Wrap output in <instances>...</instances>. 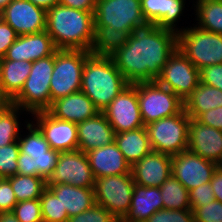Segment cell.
I'll list each match as a JSON object with an SVG mask.
<instances>
[{"mask_svg": "<svg viewBox=\"0 0 222 222\" xmlns=\"http://www.w3.org/2000/svg\"><path fill=\"white\" fill-rule=\"evenodd\" d=\"M177 48V32L148 24L132 32L110 57L130 83L155 81Z\"/></svg>", "mask_w": 222, "mask_h": 222, "instance_id": "6da1fadb", "label": "cell"}, {"mask_svg": "<svg viewBox=\"0 0 222 222\" xmlns=\"http://www.w3.org/2000/svg\"><path fill=\"white\" fill-rule=\"evenodd\" d=\"M46 31L57 49L91 51L94 12L69 8L60 3L47 10Z\"/></svg>", "mask_w": 222, "mask_h": 222, "instance_id": "7a4b0ae2", "label": "cell"}, {"mask_svg": "<svg viewBox=\"0 0 222 222\" xmlns=\"http://www.w3.org/2000/svg\"><path fill=\"white\" fill-rule=\"evenodd\" d=\"M129 85L110 56L91 53L86 58L80 91L100 112Z\"/></svg>", "mask_w": 222, "mask_h": 222, "instance_id": "3957f363", "label": "cell"}, {"mask_svg": "<svg viewBox=\"0 0 222 222\" xmlns=\"http://www.w3.org/2000/svg\"><path fill=\"white\" fill-rule=\"evenodd\" d=\"M54 54L32 62L30 74L13 105L33 113L47 111L51 106L50 80Z\"/></svg>", "mask_w": 222, "mask_h": 222, "instance_id": "277c9868", "label": "cell"}, {"mask_svg": "<svg viewBox=\"0 0 222 222\" xmlns=\"http://www.w3.org/2000/svg\"><path fill=\"white\" fill-rule=\"evenodd\" d=\"M84 50L58 49L54 53V69L50 80L51 104L53 101L79 92L86 58Z\"/></svg>", "mask_w": 222, "mask_h": 222, "instance_id": "5b68a950", "label": "cell"}, {"mask_svg": "<svg viewBox=\"0 0 222 222\" xmlns=\"http://www.w3.org/2000/svg\"><path fill=\"white\" fill-rule=\"evenodd\" d=\"M190 116L180 113L145 125L152 150L174 156L188 148Z\"/></svg>", "mask_w": 222, "mask_h": 222, "instance_id": "8992f818", "label": "cell"}, {"mask_svg": "<svg viewBox=\"0 0 222 222\" xmlns=\"http://www.w3.org/2000/svg\"><path fill=\"white\" fill-rule=\"evenodd\" d=\"M177 33V48L198 69L222 64V35L199 27Z\"/></svg>", "mask_w": 222, "mask_h": 222, "instance_id": "52a82bcc", "label": "cell"}, {"mask_svg": "<svg viewBox=\"0 0 222 222\" xmlns=\"http://www.w3.org/2000/svg\"><path fill=\"white\" fill-rule=\"evenodd\" d=\"M137 97L144 125L180 113L184 102L156 81L138 82Z\"/></svg>", "mask_w": 222, "mask_h": 222, "instance_id": "ba28073f", "label": "cell"}, {"mask_svg": "<svg viewBox=\"0 0 222 222\" xmlns=\"http://www.w3.org/2000/svg\"><path fill=\"white\" fill-rule=\"evenodd\" d=\"M94 21L95 26H110L119 31H134L148 25L141 0H97Z\"/></svg>", "mask_w": 222, "mask_h": 222, "instance_id": "9c48e42d", "label": "cell"}, {"mask_svg": "<svg viewBox=\"0 0 222 222\" xmlns=\"http://www.w3.org/2000/svg\"><path fill=\"white\" fill-rule=\"evenodd\" d=\"M134 180L131 174L95 179V203L109 210L121 221L130 210Z\"/></svg>", "mask_w": 222, "mask_h": 222, "instance_id": "30bf717a", "label": "cell"}, {"mask_svg": "<svg viewBox=\"0 0 222 222\" xmlns=\"http://www.w3.org/2000/svg\"><path fill=\"white\" fill-rule=\"evenodd\" d=\"M155 81L175 93L184 102L198 86L200 75L192 62L176 48Z\"/></svg>", "mask_w": 222, "mask_h": 222, "instance_id": "8fae6325", "label": "cell"}, {"mask_svg": "<svg viewBox=\"0 0 222 222\" xmlns=\"http://www.w3.org/2000/svg\"><path fill=\"white\" fill-rule=\"evenodd\" d=\"M95 177L86 153L75 150L60 152L47 185L70 184L79 188H94Z\"/></svg>", "mask_w": 222, "mask_h": 222, "instance_id": "7c38bea8", "label": "cell"}, {"mask_svg": "<svg viewBox=\"0 0 222 222\" xmlns=\"http://www.w3.org/2000/svg\"><path fill=\"white\" fill-rule=\"evenodd\" d=\"M115 133L144 127L137 97V83L130 84L102 111Z\"/></svg>", "mask_w": 222, "mask_h": 222, "instance_id": "4fadbf2b", "label": "cell"}, {"mask_svg": "<svg viewBox=\"0 0 222 222\" xmlns=\"http://www.w3.org/2000/svg\"><path fill=\"white\" fill-rule=\"evenodd\" d=\"M217 167L215 162L203 159L188 149L172 156V175L188 191L210 182Z\"/></svg>", "mask_w": 222, "mask_h": 222, "instance_id": "5bb4252c", "label": "cell"}, {"mask_svg": "<svg viewBox=\"0 0 222 222\" xmlns=\"http://www.w3.org/2000/svg\"><path fill=\"white\" fill-rule=\"evenodd\" d=\"M18 36L46 30L47 11L28 0H13L0 14Z\"/></svg>", "mask_w": 222, "mask_h": 222, "instance_id": "9a60e30c", "label": "cell"}, {"mask_svg": "<svg viewBox=\"0 0 222 222\" xmlns=\"http://www.w3.org/2000/svg\"><path fill=\"white\" fill-rule=\"evenodd\" d=\"M37 117V127L49 146L58 152L78 150L77 124L53 117L48 111L32 113Z\"/></svg>", "mask_w": 222, "mask_h": 222, "instance_id": "2e32d148", "label": "cell"}, {"mask_svg": "<svg viewBox=\"0 0 222 222\" xmlns=\"http://www.w3.org/2000/svg\"><path fill=\"white\" fill-rule=\"evenodd\" d=\"M136 184L160 187L172 175V156L152 151L131 166Z\"/></svg>", "mask_w": 222, "mask_h": 222, "instance_id": "e0dca14e", "label": "cell"}, {"mask_svg": "<svg viewBox=\"0 0 222 222\" xmlns=\"http://www.w3.org/2000/svg\"><path fill=\"white\" fill-rule=\"evenodd\" d=\"M187 149L219 165L222 161V131L191 118Z\"/></svg>", "mask_w": 222, "mask_h": 222, "instance_id": "ac0fdd59", "label": "cell"}, {"mask_svg": "<svg viewBox=\"0 0 222 222\" xmlns=\"http://www.w3.org/2000/svg\"><path fill=\"white\" fill-rule=\"evenodd\" d=\"M57 50L53 39L45 30L39 33L18 36L7 50L4 58L32 63L38 59L53 55Z\"/></svg>", "mask_w": 222, "mask_h": 222, "instance_id": "d6986e66", "label": "cell"}, {"mask_svg": "<svg viewBox=\"0 0 222 222\" xmlns=\"http://www.w3.org/2000/svg\"><path fill=\"white\" fill-rule=\"evenodd\" d=\"M86 155L95 179L131 174V165L126 161L115 142L90 150Z\"/></svg>", "mask_w": 222, "mask_h": 222, "instance_id": "ffe728a7", "label": "cell"}, {"mask_svg": "<svg viewBox=\"0 0 222 222\" xmlns=\"http://www.w3.org/2000/svg\"><path fill=\"white\" fill-rule=\"evenodd\" d=\"M78 150H90L109 145L115 141V132L102 112L77 124Z\"/></svg>", "mask_w": 222, "mask_h": 222, "instance_id": "44dd1931", "label": "cell"}, {"mask_svg": "<svg viewBox=\"0 0 222 222\" xmlns=\"http://www.w3.org/2000/svg\"><path fill=\"white\" fill-rule=\"evenodd\" d=\"M47 111L55 118L76 124L100 113L92 100L81 91L53 101Z\"/></svg>", "mask_w": 222, "mask_h": 222, "instance_id": "7402d4cb", "label": "cell"}, {"mask_svg": "<svg viewBox=\"0 0 222 222\" xmlns=\"http://www.w3.org/2000/svg\"><path fill=\"white\" fill-rule=\"evenodd\" d=\"M164 209L159 187L134 184L129 212L120 222H145L155 212Z\"/></svg>", "mask_w": 222, "mask_h": 222, "instance_id": "603a6c76", "label": "cell"}, {"mask_svg": "<svg viewBox=\"0 0 222 222\" xmlns=\"http://www.w3.org/2000/svg\"><path fill=\"white\" fill-rule=\"evenodd\" d=\"M184 0H141L142 14L148 24L174 32V22L182 13Z\"/></svg>", "mask_w": 222, "mask_h": 222, "instance_id": "cb8c5ba5", "label": "cell"}, {"mask_svg": "<svg viewBox=\"0 0 222 222\" xmlns=\"http://www.w3.org/2000/svg\"><path fill=\"white\" fill-rule=\"evenodd\" d=\"M47 187L59 199L69 217L82 213L95 205L93 188H79L70 184H54L47 185Z\"/></svg>", "mask_w": 222, "mask_h": 222, "instance_id": "d4e9b609", "label": "cell"}, {"mask_svg": "<svg viewBox=\"0 0 222 222\" xmlns=\"http://www.w3.org/2000/svg\"><path fill=\"white\" fill-rule=\"evenodd\" d=\"M114 142L131 166L153 151L145 126L116 133Z\"/></svg>", "mask_w": 222, "mask_h": 222, "instance_id": "484cf974", "label": "cell"}, {"mask_svg": "<svg viewBox=\"0 0 222 222\" xmlns=\"http://www.w3.org/2000/svg\"><path fill=\"white\" fill-rule=\"evenodd\" d=\"M32 63L28 61L0 59V80L5 92L13 100L22 90L27 80Z\"/></svg>", "mask_w": 222, "mask_h": 222, "instance_id": "4316f807", "label": "cell"}, {"mask_svg": "<svg viewBox=\"0 0 222 222\" xmlns=\"http://www.w3.org/2000/svg\"><path fill=\"white\" fill-rule=\"evenodd\" d=\"M220 106L222 107V90L202 82H199L184 101V110L193 119L203 112Z\"/></svg>", "mask_w": 222, "mask_h": 222, "instance_id": "83f0119b", "label": "cell"}, {"mask_svg": "<svg viewBox=\"0 0 222 222\" xmlns=\"http://www.w3.org/2000/svg\"><path fill=\"white\" fill-rule=\"evenodd\" d=\"M133 31H119L110 26H95L94 41L91 53L96 55H112L127 43Z\"/></svg>", "mask_w": 222, "mask_h": 222, "instance_id": "f1b7e54d", "label": "cell"}, {"mask_svg": "<svg viewBox=\"0 0 222 222\" xmlns=\"http://www.w3.org/2000/svg\"><path fill=\"white\" fill-rule=\"evenodd\" d=\"M6 179L12 186L17 202L39 199L47 187V181L41 176L16 174Z\"/></svg>", "mask_w": 222, "mask_h": 222, "instance_id": "f546056e", "label": "cell"}, {"mask_svg": "<svg viewBox=\"0 0 222 222\" xmlns=\"http://www.w3.org/2000/svg\"><path fill=\"white\" fill-rule=\"evenodd\" d=\"M164 209L189 210V191L171 175L160 187Z\"/></svg>", "mask_w": 222, "mask_h": 222, "instance_id": "4dcf8cb0", "label": "cell"}, {"mask_svg": "<svg viewBox=\"0 0 222 222\" xmlns=\"http://www.w3.org/2000/svg\"><path fill=\"white\" fill-rule=\"evenodd\" d=\"M199 28L222 35V0H198Z\"/></svg>", "mask_w": 222, "mask_h": 222, "instance_id": "1f68e13d", "label": "cell"}, {"mask_svg": "<svg viewBox=\"0 0 222 222\" xmlns=\"http://www.w3.org/2000/svg\"><path fill=\"white\" fill-rule=\"evenodd\" d=\"M43 222H67L68 213L55 194L46 187L40 196Z\"/></svg>", "mask_w": 222, "mask_h": 222, "instance_id": "d6a6232c", "label": "cell"}, {"mask_svg": "<svg viewBox=\"0 0 222 222\" xmlns=\"http://www.w3.org/2000/svg\"><path fill=\"white\" fill-rule=\"evenodd\" d=\"M32 126L31 123L27 124V128L30 134L23 138H18L20 152L28 154L29 156L48 155V151L51 149L49 143L44 138L38 127Z\"/></svg>", "mask_w": 222, "mask_h": 222, "instance_id": "836d02e7", "label": "cell"}, {"mask_svg": "<svg viewBox=\"0 0 222 222\" xmlns=\"http://www.w3.org/2000/svg\"><path fill=\"white\" fill-rule=\"evenodd\" d=\"M19 109V107L12 105L0 113V147L12 144L20 137L18 136L19 124L16 115Z\"/></svg>", "mask_w": 222, "mask_h": 222, "instance_id": "e575fe53", "label": "cell"}, {"mask_svg": "<svg viewBox=\"0 0 222 222\" xmlns=\"http://www.w3.org/2000/svg\"><path fill=\"white\" fill-rule=\"evenodd\" d=\"M20 153L18 141L0 147V178L17 174V159Z\"/></svg>", "mask_w": 222, "mask_h": 222, "instance_id": "d590c367", "label": "cell"}, {"mask_svg": "<svg viewBox=\"0 0 222 222\" xmlns=\"http://www.w3.org/2000/svg\"><path fill=\"white\" fill-rule=\"evenodd\" d=\"M12 213L20 222H43L40 199L17 202Z\"/></svg>", "mask_w": 222, "mask_h": 222, "instance_id": "8d00e7d4", "label": "cell"}, {"mask_svg": "<svg viewBox=\"0 0 222 222\" xmlns=\"http://www.w3.org/2000/svg\"><path fill=\"white\" fill-rule=\"evenodd\" d=\"M67 222H120L106 208L95 203L90 209L68 218Z\"/></svg>", "mask_w": 222, "mask_h": 222, "instance_id": "74e56055", "label": "cell"}, {"mask_svg": "<svg viewBox=\"0 0 222 222\" xmlns=\"http://www.w3.org/2000/svg\"><path fill=\"white\" fill-rule=\"evenodd\" d=\"M59 154L51 148L48 155L30 156L33 158L34 176H41L47 181L54 172Z\"/></svg>", "mask_w": 222, "mask_h": 222, "instance_id": "f35d334b", "label": "cell"}, {"mask_svg": "<svg viewBox=\"0 0 222 222\" xmlns=\"http://www.w3.org/2000/svg\"><path fill=\"white\" fill-rule=\"evenodd\" d=\"M195 222H222V202L211 201L210 204L192 208Z\"/></svg>", "mask_w": 222, "mask_h": 222, "instance_id": "ab89813d", "label": "cell"}, {"mask_svg": "<svg viewBox=\"0 0 222 222\" xmlns=\"http://www.w3.org/2000/svg\"><path fill=\"white\" fill-rule=\"evenodd\" d=\"M145 222H195L193 212L189 210L162 209L155 212Z\"/></svg>", "mask_w": 222, "mask_h": 222, "instance_id": "60d3db41", "label": "cell"}, {"mask_svg": "<svg viewBox=\"0 0 222 222\" xmlns=\"http://www.w3.org/2000/svg\"><path fill=\"white\" fill-rule=\"evenodd\" d=\"M190 207L199 208L202 205L210 204L215 200L214 193L211 189L210 182L199 185L189 191Z\"/></svg>", "mask_w": 222, "mask_h": 222, "instance_id": "b9f144b4", "label": "cell"}, {"mask_svg": "<svg viewBox=\"0 0 222 222\" xmlns=\"http://www.w3.org/2000/svg\"><path fill=\"white\" fill-rule=\"evenodd\" d=\"M200 82L222 90V64L206 66L199 70Z\"/></svg>", "mask_w": 222, "mask_h": 222, "instance_id": "7bdbcfd3", "label": "cell"}, {"mask_svg": "<svg viewBox=\"0 0 222 222\" xmlns=\"http://www.w3.org/2000/svg\"><path fill=\"white\" fill-rule=\"evenodd\" d=\"M17 203L14 191L6 178L0 179V213L12 212Z\"/></svg>", "mask_w": 222, "mask_h": 222, "instance_id": "ee69618b", "label": "cell"}, {"mask_svg": "<svg viewBox=\"0 0 222 222\" xmlns=\"http://www.w3.org/2000/svg\"><path fill=\"white\" fill-rule=\"evenodd\" d=\"M15 30L0 18V59L3 58L9 47L17 39Z\"/></svg>", "mask_w": 222, "mask_h": 222, "instance_id": "f6af8a7d", "label": "cell"}, {"mask_svg": "<svg viewBox=\"0 0 222 222\" xmlns=\"http://www.w3.org/2000/svg\"><path fill=\"white\" fill-rule=\"evenodd\" d=\"M196 120L203 125L222 131V107L201 113Z\"/></svg>", "mask_w": 222, "mask_h": 222, "instance_id": "bcb514c9", "label": "cell"}, {"mask_svg": "<svg viewBox=\"0 0 222 222\" xmlns=\"http://www.w3.org/2000/svg\"><path fill=\"white\" fill-rule=\"evenodd\" d=\"M17 174L34 176L33 158L28 154L19 153L17 159Z\"/></svg>", "mask_w": 222, "mask_h": 222, "instance_id": "7dc6e473", "label": "cell"}, {"mask_svg": "<svg viewBox=\"0 0 222 222\" xmlns=\"http://www.w3.org/2000/svg\"><path fill=\"white\" fill-rule=\"evenodd\" d=\"M97 0H59V3L69 8L94 12Z\"/></svg>", "mask_w": 222, "mask_h": 222, "instance_id": "c3c4849f", "label": "cell"}, {"mask_svg": "<svg viewBox=\"0 0 222 222\" xmlns=\"http://www.w3.org/2000/svg\"><path fill=\"white\" fill-rule=\"evenodd\" d=\"M210 185L215 199L222 202V168H220L219 166L216 168L212 176Z\"/></svg>", "mask_w": 222, "mask_h": 222, "instance_id": "681fc988", "label": "cell"}, {"mask_svg": "<svg viewBox=\"0 0 222 222\" xmlns=\"http://www.w3.org/2000/svg\"><path fill=\"white\" fill-rule=\"evenodd\" d=\"M13 105V100L5 92L4 87L0 80V113L4 110H7L10 106Z\"/></svg>", "mask_w": 222, "mask_h": 222, "instance_id": "f907efd6", "label": "cell"}, {"mask_svg": "<svg viewBox=\"0 0 222 222\" xmlns=\"http://www.w3.org/2000/svg\"><path fill=\"white\" fill-rule=\"evenodd\" d=\"M28 1H30L31 3H33L38 7L45 9L46 11L59 3V0H28Z\"/></svg>", "mask_w": 222, "mask_h": 222, "instance_id": "816d5d0a", "label": "cell"}, {"mask_svg": "<svg viewBox=\"0 0 222 222\" xmlns=\"http://www.w3.org/2000/svg\"><path fill=\"white\" fill-rule=\"evenodd\" d=\"M0 222H20L12 212H1Z\"/></svg>", "mask_w": 222, "mask_h": 222, "instance_id": "f5cc1de1", "label": "cell"}, {"mask_svg": "<svg viewBox=\"0 0 222 222\" xmlns=\"http://www.w3.org/2000/svg\"><path fill=\"white\" fill-rule=\"evenodd\" d=\"M13 0H0V14Z\"/></svg>", "mask_w": 222, "mask_h": 222, "instance_id": "db71d44e", "label": "cell"}, {"mask_svg": "<svg viewBox=\"0 0 222 222\" xmlns=\"http://www.w3.org/2000/svg\"><path fill=\"white\" fill-rule=\"evenodd\" d=\"M220 168H222V161L219 163V165H218Z\"/></svg>", "mask_w": 222, "mask_h": 222, "instance_id": "11a10c76", "label": "cell"}]
</instances>
